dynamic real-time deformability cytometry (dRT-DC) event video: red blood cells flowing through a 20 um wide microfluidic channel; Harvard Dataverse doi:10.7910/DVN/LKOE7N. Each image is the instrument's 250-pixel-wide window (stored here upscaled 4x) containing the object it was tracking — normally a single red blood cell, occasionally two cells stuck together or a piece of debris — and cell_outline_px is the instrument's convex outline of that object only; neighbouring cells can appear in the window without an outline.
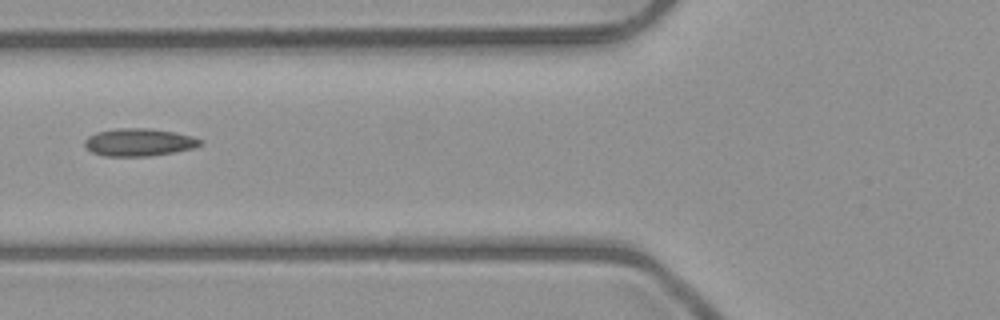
{"species": "common noctule bat (a hibernating species)", "species_latin": "Nyctalus noctula", "temperature_condition": "room temperature", "stored_images_in_passage": 6, "camera_frame_rate_fps": 3000, "um_per_image_px": 0.085, "animal": {"sex": "male", "body_mass_g": 23.1, "forearm_length_mm": 52.7}, "frame": {"image": 1, "passage_image": 6, "time_ms": 5.667, "image_size_px": [1000, 320], "cell_outline_px": [[200, 144], [192, 148], [172, 152], [148, 156], [104, 156], [92, 152], [84, 144], [84, 140], [88, 136], [96, 132], [116, 128], [148, 128], [176, 132], [192, 136], [200, 140]], "centroid_in_image_um": [11.76, 12.08], "position_along_channel_um": 114.0, "area_um2": 18.44}}